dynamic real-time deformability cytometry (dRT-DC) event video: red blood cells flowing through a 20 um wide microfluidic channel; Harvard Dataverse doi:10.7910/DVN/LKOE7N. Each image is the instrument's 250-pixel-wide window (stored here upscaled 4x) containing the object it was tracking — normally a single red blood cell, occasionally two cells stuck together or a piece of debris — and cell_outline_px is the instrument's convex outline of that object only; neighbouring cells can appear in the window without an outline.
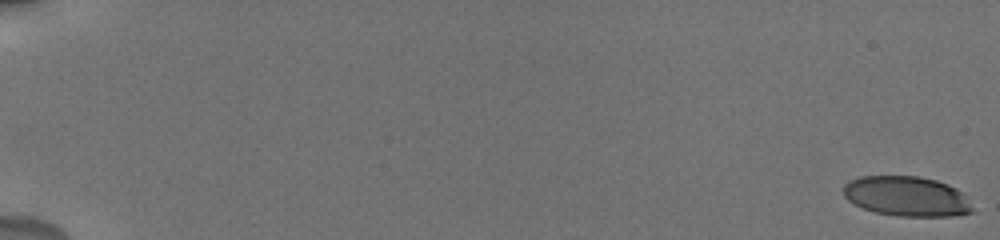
{"species": "human", "species_latin": "Homo sapiens", "temperature_condition": "cold", "stored_images_in_passage": 23, "camera_frame_rate_fps": 3000, "um_per_image_px": 0.085, "donor": {"sex": "male"}, "frame": {"image": 1, "passage_image": 1, "time_ms": 0.0, "image_size_px": [1000, 240], "cell_outline_px": [[972, 212], [956, 216], [896, 216], [876, 212], [864, 208], [848, 200], [844, 196], [844, 184], [860, 176], [916, 176], [936, 180], [948, 184], [964, 192], [972, 208]], "centroid_in_image_um": [77.1, 16.68], "position_along_channel_um": 7.9, "area_um2": 30.0}}
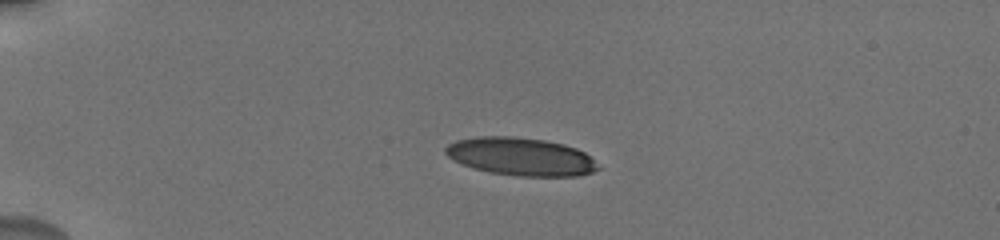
{"frame": {"image": 2, "passage_image": 17, "time_ms": 5.0, "image_size_px": [1000, 240], "cell_outline_px": [[600, 168], [592, 172], [580, 176], [516, 176], [492, 172], [472, 168], [460, 164], [448, 156], [444, 152], [444, 148], [448, 144], [456, 140], [476, 136], [512, 136], [544, 140], [564, 144], [576, 148], [584, 152]], "centroid_in_image_um": [44.22, 13.31], "position_along_channel_um": 40.8, "area_um2": 33.76}}